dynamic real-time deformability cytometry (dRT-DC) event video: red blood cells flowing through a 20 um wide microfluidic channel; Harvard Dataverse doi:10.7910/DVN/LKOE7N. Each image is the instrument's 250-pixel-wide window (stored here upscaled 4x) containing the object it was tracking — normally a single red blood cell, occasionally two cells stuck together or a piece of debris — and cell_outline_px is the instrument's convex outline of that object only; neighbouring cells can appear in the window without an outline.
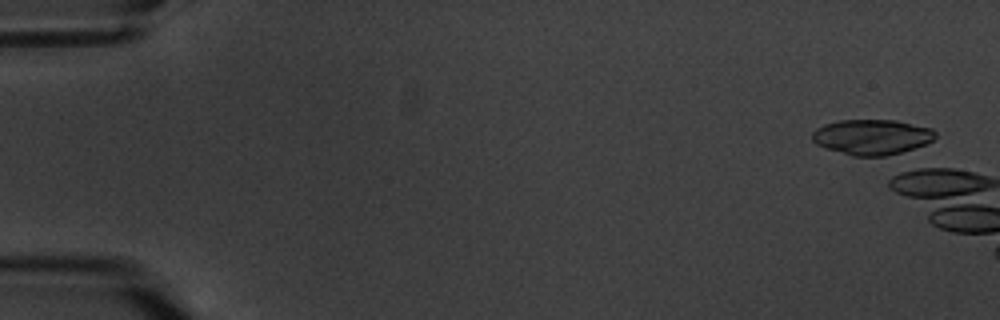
{"species": "common noctule bat (a hibernating species)", "species_latin": "Nyctalus noctula", "temperature_condition": "warm", "stored_images_in_passage": 2, "camera_frame_rate_fps": 3000, "um_per_image_px": 0.085, "animal": {"sex": "male", "body_mass_g": 20.1, "forearm_length_mm": 53.5}, "frame": {"image": 1, "passage_image": 1, "time_ms": 0.0, "image_size_px": [1000, 320], "cell_outline_px": [[936, 136], [928, 144], [900, 152], [884, 156], [852, 156], [824, 148], [816, 144], [812, 140], [812, 132], [816, 128], [824, 124], [840, 120], [896, 120], [932, 128], [936, 132]], "centroid_in_image_um": [74.1, 11.64], "position_along_channel_um": 10.9, "area_um2": 25.49}}